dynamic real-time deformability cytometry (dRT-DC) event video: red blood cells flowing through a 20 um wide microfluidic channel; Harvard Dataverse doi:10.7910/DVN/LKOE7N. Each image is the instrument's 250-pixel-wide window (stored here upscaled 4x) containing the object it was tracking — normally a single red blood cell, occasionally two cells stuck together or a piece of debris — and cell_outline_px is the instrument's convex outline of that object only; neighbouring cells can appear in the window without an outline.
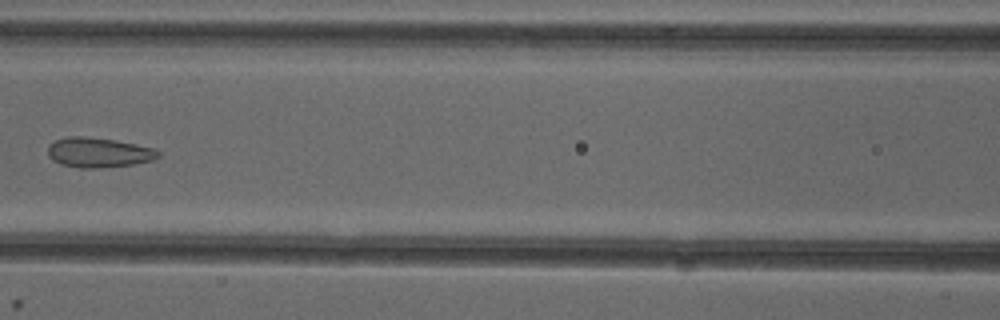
{"species": "common noctule bat (a hibernating species)", "species_latin": "Nyctalus noctula", "temperature_condition": "cold", "stored_images_in_passage": 6, "camera_frame_rate_fps": 3000, "um_per_image_px": 0.085, "animal": {"sex": "female"}, "frame": {"image": 1, "passage_image": 6, "time_ms": 6.0, "image_size_px": [1000, 320], "cell_outline_px": [[160, 156], [152, 160], [132, 164], [92, 168], [80, 168], [60, 164], [52, 160], [48, 156], [48, 144], [56, 140], [68, 136], [84, 136], [112, 140], [152, 148], [160, 152]], "centroid_in_image_um": [8.31, 12.96], "position_along_channel_um": 158.3, "area_um2": 18.9}}